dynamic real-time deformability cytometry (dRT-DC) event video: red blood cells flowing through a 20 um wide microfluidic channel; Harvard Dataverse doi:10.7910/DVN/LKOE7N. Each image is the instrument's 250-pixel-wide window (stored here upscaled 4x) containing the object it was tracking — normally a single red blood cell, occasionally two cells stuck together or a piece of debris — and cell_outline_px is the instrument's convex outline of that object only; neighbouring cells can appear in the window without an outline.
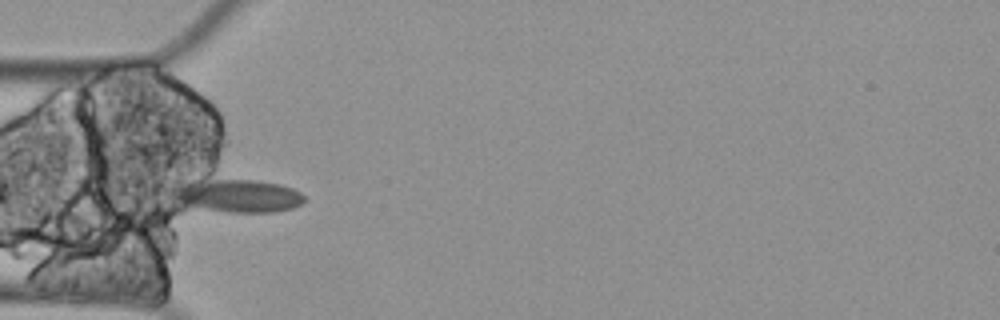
{"species": "Egyptian fruit bat (a non-hibernating species)", "species_latin": "Rousettus aegyptiacus", "temperature_condition": "cold", "stored_images_in_passage": 14, "segment_of_instrument_passage": [1, 2], "camera_frame_rate_fps": 3000, "um_per_image_px": 0.085, "animal": {"sex": "female"}, "frame": {"image": 1, "passage_image": 1, "time_ms": 0.0, "image_size_px": [1000, 320], "cell_outline_px": [[304, 200], [300, 204], [292, 208], [272, 212], [228, 212], [180, 208], [168, 196], [164, 188], [208, 172], [280, 184], [292, 188], [300, 192], [304, 196]], "centroid_in_image_um": [19.78, 16.54], "position_along_channel_um": 65.2, "area_um2": 28.84}}